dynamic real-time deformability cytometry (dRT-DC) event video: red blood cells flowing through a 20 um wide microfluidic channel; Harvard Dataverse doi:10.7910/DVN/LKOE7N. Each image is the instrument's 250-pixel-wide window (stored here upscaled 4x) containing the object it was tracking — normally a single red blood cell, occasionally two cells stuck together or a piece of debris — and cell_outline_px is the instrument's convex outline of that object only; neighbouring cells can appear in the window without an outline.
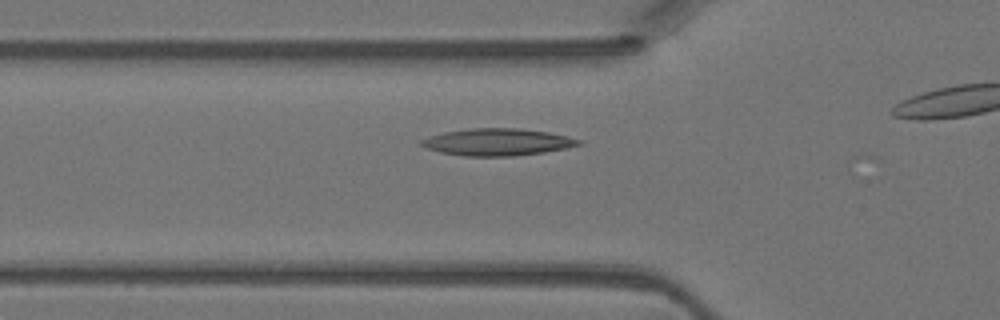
{"species": "Egyptian fruit bat (a non-hibernating species)", "species_latin": "Rousettus aegyptiacus", "temperature_condition": "warm", "stored_images_in_passage": 11, "camera_frame_rate_fps": 3000, "um_per_image_px": 0.085, "animal": {"sex": "female"}, "frame": {"image": 1, "passage_image": 10, "time_ms": 3.0, "image_size_px": [1000, 320], "cell_outline_px": [[584, 144], [544, 152], [512, 156], [464, 156], [440, 152], [428, 148], [420, 144], [420, 140], [444, 132], [468, 128], [520, 128], [548, 132], [568, 136], [584, 140]], "centroid_in_image_um": [42.33, 12.07], "position_along_channel_um": 83.5, "area_um2": 24.8}}